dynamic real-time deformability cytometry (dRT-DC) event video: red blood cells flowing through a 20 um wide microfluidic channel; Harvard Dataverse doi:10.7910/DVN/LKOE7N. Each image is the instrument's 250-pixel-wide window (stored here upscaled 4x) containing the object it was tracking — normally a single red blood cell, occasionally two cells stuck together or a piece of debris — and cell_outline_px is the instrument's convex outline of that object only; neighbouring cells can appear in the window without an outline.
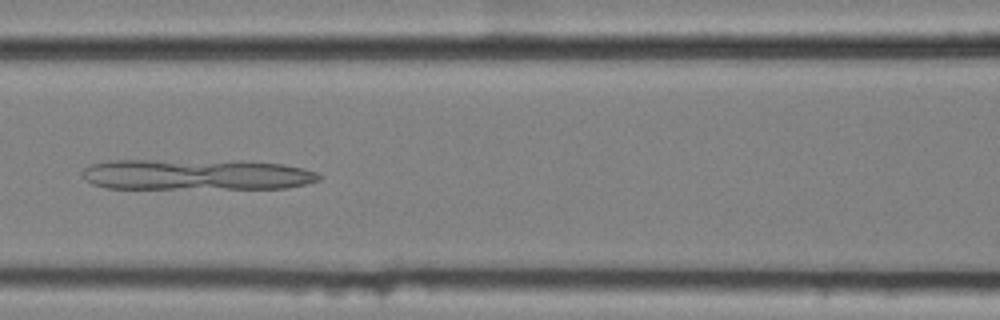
{"species": "common noctule bat (a hibernating species)", "species_latin": "Nyctalus noctula", "temperature_condition": "cold", "stored_images_in_passage": 7, "camera_frame_rate_fps": 3000, "um_per_image_px": 0.085, "animal": {"sex": "female", "body_mass_g": 25.1}, "frame": {"image": 1, "passage_image": 7, "time_ms": 2.0, "image_size_px": [1000, 320], "cell_outline_px": [[324, 176], [320, 180], [288, 188], [108, 188], [92, 184], [80, 172], [88, 164], [108, 160], [240, 160], [280, 164], [304, 168], [316, 172]], "centroid_in_image_um": [16.69, 14.82], "position_along_channel_um": 149.9, "area_um2": 43.0}}